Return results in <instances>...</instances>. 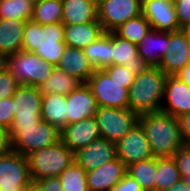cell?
<instances>
[{"instance_id":"f6af8a7d","label":"cell","mask_w":190,"mask_h":191,"mask_svg":"<svg viewBox=\"0 0 190 191\" xmlns=\"http://www.w3.org/2000/svg\"><path fill=\"white\" fill-rule=\"evenodd\" d=\"M165 191H190L188 185L181 179Z\"/></svg>"},{"instance_id":"603a6c76","label":"cell","mask_w":190,"mask_h":191,"mask_svg":"<svg viewBox=\"0 0 190 191\" xmlns=\"http://www.w3.org/2000/svg\"><path fill=\"white\" fill-rule=\"evenodd\" d=\"M169 44V32L151 29L137 45V51L149 66L158 67Z\"/></svg>"},{"instance_id":"7402d4cb","label":"cell","mask_w":190,"mask_h":191,"mask_svg":"<svg viewBox=\"0 0 190 191\" xmlns=\"http://www.w3.org/2000/svg\"><path fill=\"white\" fill-rule=\"evenodd\" d=\"M98 21L97 0H62L64 25L84 24Z\"/></svg>"},{"instance_id":"f35d334b","label":"cell","mask_w":190,"mask_h":191,"mask_svg":"<svg viewBox=\"0 0 190 191\" xmlns=\"http://www.w3.org/2000/svg\"><path fill=\"white\" fill-rule=\"evenodd\" d=\"M32 191H63L59 177L40 179L32 182Z\"/></svg>"},{"instance_id":"cb8c5ba5","label":"cell","mask_w":190,"mask_h":191,"mask_svg":"<svg viewBox=\"0 0 190 191\" xmlns=\"http://www.w3.org/2000/svg\"><path fill=\"white\" fill-rule=\"evenodd\" d=\"M26 21L18 19H0V58L22 51L24 27Z\"/></svg>"},{"instance_id":"7c38bea8","label":"cell","mask_w":190,"mask_h":191,"mask_svg":"<svg viewBox=\"0 0 190 191\" xmlns=\"http://www.w3.org/2000/svg\"><path fill=\"white\" fill-rule=\"evenodd\" d=\"M116 152L117 158L126 167L154 156L139 123L116 143Z\"/></svg>"},{"instance_id":"2e32d148","label":"cell","mask_w":190,"mask_h":191,"mask_svg":"<svg viewBox=\"0 0 190 191\" xmlns=\"http://www.w3.org/2000/svg\"><path fill=\"white\" fill-rule=\"evenodd\" d=\"M161 111L176 118L190 112V87L178 76H168Z\"/></svg>"},{"instance_id":"ee69618b","label":"cell","mask_w":190,"mask_h":191,"mask_svg":"<svg viewBox=\"0 0 190 191\" xmlns=\"http://www.w3.org/2000/svg\"><path fill=\"white\" fill-rule=\"evenodd\" d=\"M176 76L190 87V62Z\"/></svg>"},{"instance_id":"bcb514c9","label":"cell","mask_w":190,"mask_h":191,"mask_svg":"<svg viewBox=\"0 0 190 191\" xmlns=\"http://www.w3.org/2000/svg\"><path fill=\"white\" fill-rule=\"evenodd\" d=\"M180 31L190 40V21L180 27Z\"/></svg>"},{"instance_id":"f1b7e54d","label":"cell","mask_w":190,"mask_h":191,"mask_svg":"<svg viewBox=\"0 0 190 191\" xmlns=\"http://www.w3.org/2000/svg\"><path fill=\"white\" fill-rule=\"evenodd\" d=\"M157 157L139 161L127 167V174L135 179L143 191H155Z\"/></svg>"},{"instance_id":"4dcf8cb0","label":"cell","mask_w":190,"mask_h":191,"mask_svg":"<svg viewBox=\"0 0 190 191\" xmlns=\"http://www.w3.org/2000/svg\"><path fill=\"white\" fill-rule=\"evenodd\" d=\"M31 19L41 25L61 23L62 0H39L34 2Z\"/></svg>"},{"instance_id":"7dc6e473","label":"cell","mask_w":190,"mask_h":191,"mask_svg":"<svg viewBox=\"0 0 190 191\" xmlns=\"http://www.w3.org/2000/svg\"><path fill=\"white\" fill-rule=\"evenodd\" d=\"M182 180L188 185V187L190 188V175L188 176H184L182 178Z\"/></svg>"},{"instance_id":"d4e9b609","label":"cell","mask_w":190,"mask_h":191,"mask_svg":"<svg viewBox=\"0 0 190 191\" xmlns=\"http://www.w3.org/2000/svg\"><path fill=\"white\" fill-rule=\"evenodd\" d=\"M104 30L99 22L64 25V41L67 46L84 49L94 42Z\"/></svg>"},{"instance_id":"ffe728a7","label":"cell","mask_w":190,"mask_h":191,"mask_svg":"<svg viewBox=\"0 0 190 191\" xmlns=\"http://www.w3.org/2000/svg\"><path fill=\"white\" fill-rule=\"evenodd\" d=\"M112 56L113 65H124L135 75L151 67L138 55L136 44L119 37L114 31L112 32Z\"/></svg>"},{"instance_id":"60d3db41","label":"cell","mask_w":190,"mask_h":191,"mask_svg":"<svg viewBox=\"0 0 190 191\" xmlns=\"http://www.w3.org/2000/svg\"><path fill=\"white\" fill-rule=\"evenodd\" d=\"M110 191H143V189L135 179H133L129 174H126Z\"/></svg>"},{"instance_id":"9c48e42d","label":"cell","mask_w":190,"mask_h":191,"mask_svg":"<svg viewBox=\"0 0 190 191\" xmlns=\"http://www.w3.org/2000/svg\"><path fill=\"white\" fill-rule=\"evenodd\" d=\"M12 98L15 116L10 128H29L42 120V93L38 87L20 85Z\"/></svg>"},{"instance_id":"8992f818","label":"cell","mask_w":190,"mask_h":191,"mask_svg":"<svg viewBox=\"0 0 190 191\" xmlns=\"http://www.w3.org/2000/svg\"><path fill=\"white\" fill-rule=\"evenodd\" d=\"M61 131L43 120L29 128H9L11 150L27 157L34 151L56 144Z\"/></svg>"},{"instance_id":"9a60e30c","label":"cell","mask_w":190,"mask_h":191,"mask_svg":"<svg viewBox=\"0 0 190 191\" xmlns=\"http://www.w3.org/2000/svg\"><path fill=\"white\" fill-rule=\"evenodd\" d=\"M116 157V144L102 137L74 153V161L86 172L93 171Z\"/></svg>"},{"instance_id":"277c9868","label":"cell","mask_w":190,"mask_h":191,"mask_svg":"<svg viewBox=\"0 0 190 191\" xmlns=\"http://www.w3.org/2000/svg\"><path fill=\"white\" fill-rule=\"evenodd\" d=\"M32 182L58 177L74 162V153L60 140L27 156Z\"/></svg>"},{"instance_id":"3957f363","label":"cell","mask_w":190,"mask_h":191,"mask_svg":"<svg viewBox=\"0 0 190 191\" xmlns=\"http://www.w3.org/2000/svg\"><path fill=\"white\" fill-rule=\"evenodd\" d=\"M167 77L159 67L136 75L128 89L129 109L139 115L161 111Z\"/></svg>"},{"instance_id":"5b68a950","label":"cell","mask_w":190,"mask_h":191,"mask_svg":"<svg viewBox=\"0 0 190 191\" xmlns=\"http://www.w3.org/2000/svg\"><path fill=\"white\" fill-rule=\"evenodd\" d=\"M3 64L20 85L41 87L55 66L34 52L18 51L3 59Z\"/></svg>"},{"instance_id":"44dd1931","label":"cell","mask_w":190,"mask_h":191,"mask_svg":"<svg viewBox=\"0 0 190 191\" xmlns=\"http://www.w3.org/2000/svg\"><path fill=\"white\" fill-rule=\"evenodd\" d=\"M65 73L86 84L94 73V67L88 62L83 49L66 46V49L56 66Z\"/></svg>"},{"instance_id":"484cf974","label":"cell","mask_w":190,"mask_h":191,"mask_svg":"<svg viewBox=\"0 0 190 191\" xmlns=\"http://www.w3.org/2000/svg\"><path fill=\"white\" fill-rule=\"evenodd\" d=\"M41 117L60 131L67 126L66 96L56 93L42 94Z\"/></svg>"},{"instance_id":"c3c4849f","label":"cell","mask_w":190,"mask_h":191,"mask_svg":"<svg viewBox=\"0 0 190 191\" xmlns=\"http://www.w3.org/2000/svg\"><path fill=\"white\" fill-rule=\"evenodd\" d=\"M0 191H32V190H0Z\"/></svg>"},{"instance_id":"83f0119b","label":"cell","mask_w":190,"mask_h":191,"mask_svg":"<svg viewBox=\"0 0 190 191\" xmlns=\"http://www.w3.org/2000/svg\"><path fill=\"white\" fill-rule=\"evenodd\" d=\"M82 84L77 78L55 67L50 77L39 89L42 94L56 93L67 96Z\"/></svg>"},{"instance_id":"5bb4252c","label":"cell","mask_w":190,"mask_h":191,"mask_svg":"<svg viewBox=\"0 0 190 191\" xmlns=\"http://www.w3.org/2000/svg\"><path fill=\"white\" fill-rule=\"evenodd\" d=\"M142 15L157 31L180 30L173 0H142Z\"/></svg>"},{"instance_id":"8d00e7d4","label":"cell","mask_w":190,"mask_h":191,"mask_svg":"<svg viewBox=\"0 0 190 191\" xmlns=\"http://www.w3.org/2000/svg\"><path fill=\"white\" fill-rule=\"evenodd\" d=\"M15 116L12 97L0 100V125L9 129Z\"/></svg>"},{"instance_id":"d6a6232c","label":"cell","mask_w":190,"mask_h":191,"mask_svg":"<svg viewBox=\"0 0 190 191\" xmlns=\"http://www.w3.org/2000/svg\"><path fill=\"white\" fill-rule=\"evenodd\" d=\"M34 2L32 0H0V19L31 20Z\"/></svg>"},{"instance_id":"e575fe53","label":"cell","mask_w":190,"mask_h":191,"mask_svg":"<svg viewBox=\"0 0 190 191\" xmlns=\"http://www.w3.org/2000/svg\"><path fill=\"white\" fill-rule=\"evenodd\" d=\"M19 86L15 77L2 63L0 65V100L12 97Z\"/></svg>"},{"instance_id":"ab89813d","label":"cell","mask_w":190,"mask_h":191,"mask_svg":"<svg viewBox=\"0 0 190 191\" xmlns=\"http://www.w3.org/2000/svg\"><path fill=\"white\" fill-rule=\"evenodd\" d=\"M179 28L190 21V0H173Z\"/></svg>"},{"instance_id":"30bf717a","label":"cell","mask_w":190,"mask_h":191,"mask_svg":"<svg viewBox=\"0 0 190 191\" xmlns=\"http://www.w3.org/2000/svg\"><path fill=\"white\" fill-rule=\"evenodd\" d=\"M0 190H32L27 157L13 150L0 155Z\"/></svg>"},{"instance_id":"836d02e7","label":"cell","mask_w":190,"mask_h":191,"mask_svg":"<svg viewBox=\"0 0 190 191\" xmlns=\"http://www.w3.org/2000/svg\"><path fill=\"white\" fill-rule=\"evenodd\" d=\"M63 191H89L86 171L75 161L68 166L59 176Z\"/></svg>"},{"instance_id":"1f68e13d","label":"cell","mask_w":190,"mask_h":191,"mask_svg":"<svg viewBox=\"0 0 190 191\" xmlns=\"http://www.w3.org/2000/svg\"><path fill=\"white\" fill-rule=\"evenodd\" d=\"M151 29L148 20L141 14L135 18L129 19L115 29L114 32L119 37L138 45Z\"/></svg>"},{"instance_id":"f546056e","label":"cell","mask_w":190,"mask_h":191,"mask_svg":"<svg viewBox=\"0 0 190 191\" xmlns=\"http://www.w3.org/2000/svg\"><path fill=\"white\" fill-rule=\"evenodd\" d=\"M181 179L173 157H157L155 191H165Z\"/></svg>"},{"instance_id":"74e56055","label":"cell","mask_w":190,"mask_h":191,"mask_svg":"<svg viewBox=\"0 0 190 191\" xmlns=\"http://www.w3.org/2000/svg\"><path fill=\"white\" fill-rule=\"evenodd\" d=\"M181 178L190 175V146L184 145L173 156Z\"/></svg>"},{"instance_id":"7bdbcfd3","label":"cell","mask_w":190,"mask_h":191,"mask_svg":"<svg viewBox=\"0 0 190 191\" xmlns=\"http://www.w3.org/2000/svg\"><path fill=\"white\" fill-rule=\"evenodd\" d=\"M11 150V140L8 129L0 125V155Z\"/></svg>"},{"instance_id":"4fadbf2b","label":"cell","mask_w":190,"mask_h":191,"mask_svg":"<svg viewBox=\"0 0 190 191\" xmlns=\"http://www.w3.org/2000/svg\"><path fill=\"white\" fill-rule=\"evenodd\" d=\"M190 62V40L180 31L169 32V44L159 68L167 76H176Z\"/></svg>"},{"instance_id":"8fae6325","label":"cell","mask_w":190,"mask_h":191,"mask_svg":"<svg viewBox=\"0 0 190 191\" xmlns=\"http://www.w3.org/2000/svg\"><path fill=\"white\" fill-rule=\"evenodd\" d=\"M142 0H97L98 21L104 32L142 14Z\"/></svg>"},{"instance_id":"4316f807","label":"cell","mask_w":190,"mask_h":191,"mask_svg":"<svg viewBox=\"0 0 190 191\" xmlns=\"http://www.w3.org/2000/svg\"><path fill=\"white\" fill-rule=\"evenodd\" d=\"M83 51L94 69H104L113 65L112 32H104Z\"/></svg>"},{"instance_id":"b9f144b4","label":"cell","mask_w":190,"mask_h":191,"mask_svg":"<svg viewBox=\"0 0 190 191\" xmlns=\"http://www.w3.org/2000/svg\"><path fill=\"white\" fill-rule=\"evenodd\" d=\"M178 119L183 143L190 146V112L180 116Z\"/></svg>"},{"instance_id":"52a82bcc","label":"cell","mask_w":190,"mask_h":191,"mask_svg":"<svg viewBox=\"0 0 190 191\" xmlns=\"http://www.w3.org/2000/svg\"><path fill=\"white\" fill-rule=\"evenodd\" d=\"M95 117L100 136L115 144L139 122V114L129 108L98 107Z\"/></svg>"},{"instance_id":"7a4b0ae2","label":"cell","mask_w":190,"mask_h":191,"mask_svg":"<svg viewBox=\"0 0 190 191\" xmlns=\"http://www.w3.org/2000/svg\"><path fill=\"white\" fill-rule=\"evenodd\" d=\"M66 46L63 23L41 25L32 19L26 21L22 42L23 51L34 52L56 67Z\"/></svg>"},{"instance_id":"d6986e66","label":"cell","mask_w":190,"mask_h":191,"mask_svg":"<svg viewBox=\"0 0 190 191\" xmlns=\"http://www.w3.org/2000/svg\"><path fill=\"white\" fill-rule=\"evenodd\" d=\"M67 125L96 116L97 104L91 89L82 84L77 90L66 96Z\"/></svg>"},{"instance_id":"e0dca14e","label":"cell","mask_w":190,"mask_h":191,"mask_svg":"<svg viewBox=\"0 0 190 191\" xmlns=\"http://www.w3.org/2000/svg\"><path fill=\"white\" fill-rule=\"evenodd\" d=\"M99 137L101 136L96 117L68 124L60 133L61 141L73 153L89 145Z\"/></svg>"},{"instance_id":"ba28073f","label":"cell","mask_w":190,"mask_h":191,"mask_svg":"<svg viewBox=\"0 0 190 191\" xmlns=\"http://www.w3.org/2000/svg\"><path fill=\"white\" fill-rule=\"evenodd\" d=\"M97 107L129 108L128 88L112 80L104 69H95L87 81Z\"/></svg>"},{"instance_id":"6da1fadb","label":"cell","mask_w":190,"mask_h":191,"mask_svg":"<svg viewBox=\"0 0 190 191\" xmlns=\"http://www.w3.org/2000/svg\"><path fill=\"white\" fill-rule=\"evenodd\" d=\"M138 123L154 157H173L184 146L178 118L157 111L140 114Z\"/></svg>"},{"instance_id":"d590c367","label":"cell","mask_w":190,"mask_h":191,"mask_svg":"<svg viewBox=\"0 0 190 191\" xmlns=\"http://www.w3.org/2000/svg\"><path fill=\"white\" fill-rule=\"evenodd\" d=\"M104 70L110 76V78L119 84H123V87L128 88L131 86L135 79V74L126 69L124 65H110L105 67Z\"/></svg>"},{"instance_id":"ac0fdd59","label":"cell","mask_w":190,"mask_h":191,"mask_svg":"<svg viewBox=\"0 0 190 191\" xmlns=\"http://www.w3.org/2000/svg\"><path fill=\"white\" fill-rule=\"evenodd\" d=\"M127 174V167L116 157L93 171L86 172L89 191H110Z\"/></svg>"}]
</instances>
